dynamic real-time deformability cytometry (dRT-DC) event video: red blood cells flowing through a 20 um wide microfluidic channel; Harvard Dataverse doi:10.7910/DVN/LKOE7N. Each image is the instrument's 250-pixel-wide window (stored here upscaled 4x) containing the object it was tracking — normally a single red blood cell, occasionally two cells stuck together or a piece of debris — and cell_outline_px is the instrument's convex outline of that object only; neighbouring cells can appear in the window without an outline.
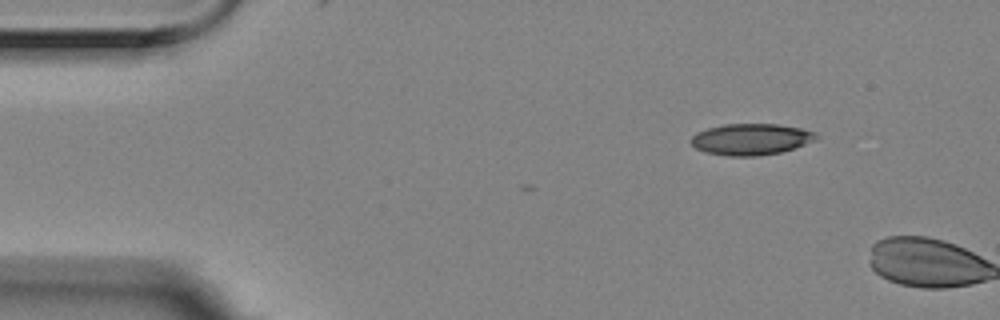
{"species": "Egyptian fruit bat (a non-hibernating species)", "species_latin": "Rousettus aegyptiacus", "temperature_condition": "room temperature", "stored_images_in_passage": 2, "camera_frame_rate_fps": 3000, "um_per_image_px": 0.085, "animal": {"sex": "female"}, "frame": {"image": 1, "passage_image": 2, "time_ms": 0.333, "image_size_px": [1000, 320], "cell_outline_px": [[820, 136], [804, 144], [780, 152], [756, 156], [728, 156], [708, 152], [696, 148], [688, 140], [696, 132], [708, 128], [724, 124], [776, 124], [800, 128], [816, 132]], "centroid_in_image_um": [63.8, 11.83], "position_along_channel_um": 21.2, "area_um2": 22.66}}